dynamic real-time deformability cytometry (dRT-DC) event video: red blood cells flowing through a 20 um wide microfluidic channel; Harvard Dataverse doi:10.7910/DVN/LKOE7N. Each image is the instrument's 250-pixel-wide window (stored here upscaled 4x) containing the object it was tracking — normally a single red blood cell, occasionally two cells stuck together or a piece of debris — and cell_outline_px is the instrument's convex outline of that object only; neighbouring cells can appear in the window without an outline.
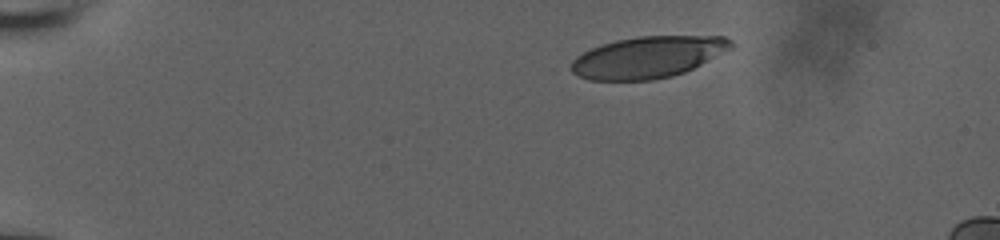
{"species": "human", "species_latin": "Homo sapiens", "temperature_condition": "room temperature", "stored_images_in_passage": 9, "camera_frame_rate_fps": 3000, "um_per_image_px": 0.085, "donor": {"sex": "male"}, "frame": {"image": 1, "passage_image": 1, "time_ms": 0.0, "image_size_px": [1000, 240], "cell_outline_px": [[732, 48], [684, 72], [672, 76], [652, 80], [588, 80], [572, 72], [572, 60], [576, 56], [592, 48], [616, 40], [640, 36], [724, 36], [732, 40]], "centroid_in_image_um": [55.07, 4.86], "position_along_channel_um": 29.9, "area_um2": 38.32}}
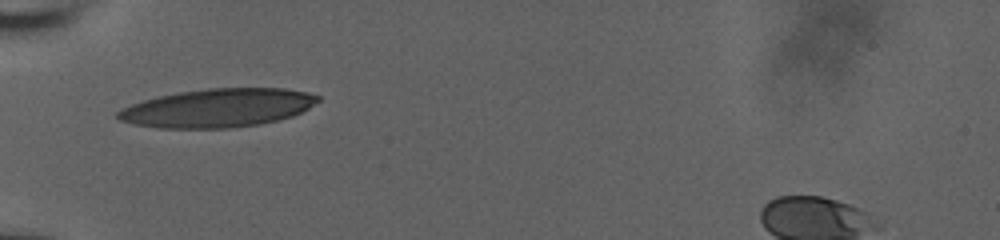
{"frame": {"image": 2, "passage_image": 6, "time_ms": 1.667, "image_size_px": [1000, 240], "cell_outline_px": [[320, 100], [308, 108], [292, 116], [260, 124], [224, 128], [156, 128], [136, 124], [120, 120], [116, 116], [116, 112], [132, 104], [144, 100], [160, 96], [180, 92], [208, 88], [284, 88], [308, 92], [320, 96]], "centroid_in_image_um": [18.53, 9.17], "position_along_channel_um": 66.5, "area_um2": 44.56}}
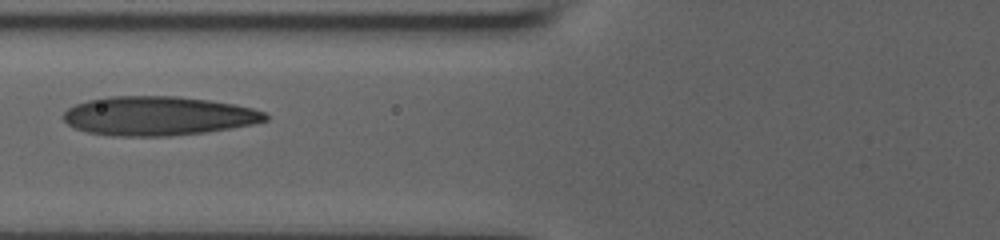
{"frame": {"image": 3, "passage_image": 8, "time_ms": 2.333, "image_size_px": [1000, 240], "cell_outline_px": [[268, 120], [252, 124], [204, 132], [168, 136], [112, 136], [88, 132], [76, 128], [68, 124], [64, 120], [64, 112], [68, 108], [76, 104], [88, 100], [108, 96], [176, 96], [208, 100], [236, 104], [252, 108], [264, 112], [268, 116]], "centroid_in_image_um": [13.43, 9.85], "position_along_channel_um": 112.4, "area_um2": 45.84}}